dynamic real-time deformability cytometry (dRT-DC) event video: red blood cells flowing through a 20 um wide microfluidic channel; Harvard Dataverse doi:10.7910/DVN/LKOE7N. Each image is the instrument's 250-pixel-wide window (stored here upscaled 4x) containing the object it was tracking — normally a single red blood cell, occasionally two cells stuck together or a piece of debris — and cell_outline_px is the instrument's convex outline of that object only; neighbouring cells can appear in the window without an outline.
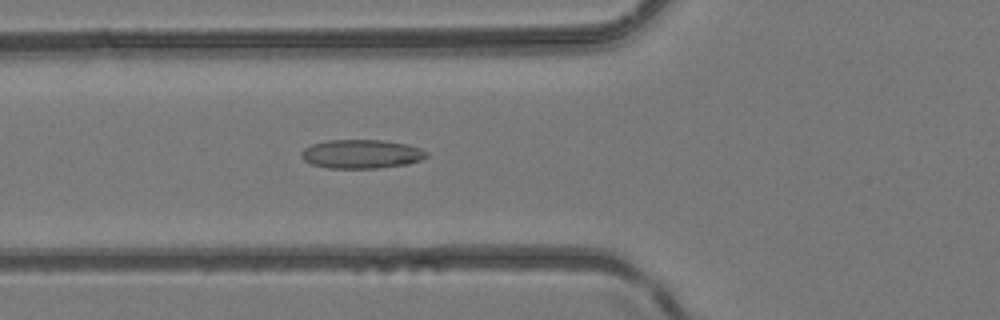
{"species": "common noctule bat (a hibernating species)", "species_latin": "Nyctalus noctula", "temperature_condition": "room temperature", "stored_images_in_passage": 47, "camera_frame_rate_fps": 3000, "um_per_image_px": 0.085, "animal": {"sex": "female", "body_mass_g": 24.6, "forearm_length_mm": 56.2}, "frame": {"image": 1, "passage_image": 18, "time_ms": 5.667, "image_size_px": [1000, 320], "cell_outline_px": [[428, 156], [420, 160], [408, 164], [380, 168], [328, 168], [312, 164], [304, 160], [300, 156], [300, 152], [304, 148], [312, 144], [328, 140], [384, 140], [408, 144], [420, 148], [428, 152]], "centroid_in_image_um": [30.73, 13.09], "position_along_channel_um": 95.1, "area_um2": 21.21}}
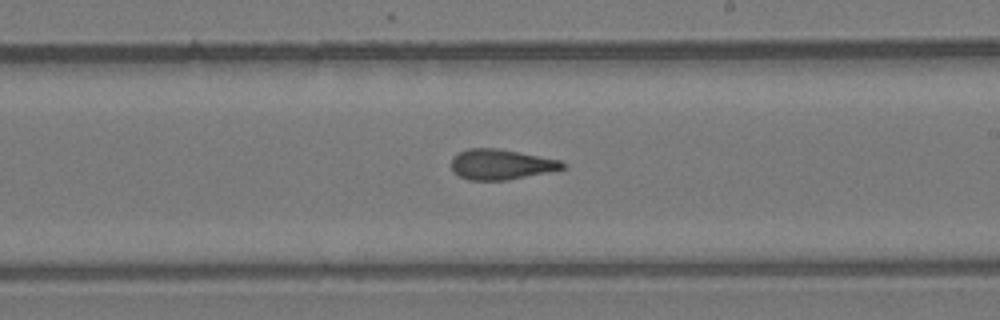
{"frame": {"image": 2, "passage_image": 28, "time_ms": 9.0, "image_size_px": [1000, 320], "cell_outline_px": [[568, 168], [508, 180], [468, 180], [452, 172], [452, 156], [468, 148], [496, 148], [560, 160], [568, 164]], "centroid_in_image_um": [42.6, 13.98], "position_along_channel_um": 246.4, "area_um2": 19.71}}
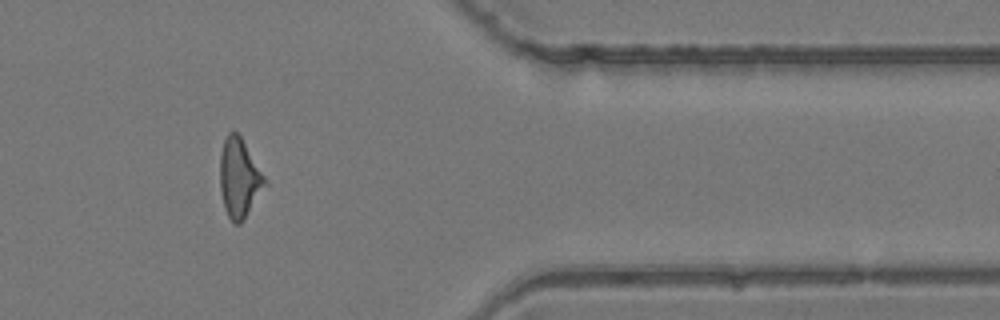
{"frame": {"image": 3, "passage_image": 39, "time_ms": 12.667, "image_size_px": [1000, 320], "cell_outline_px": [[268, 184], [244, 220], [240, 224], [236, 224], [228, 216], [224, 208], [220, 188], [220, 156], [224, 140], [228, 132], [236, 132], [240, 136], [264, 176]], "centroid_in_image_um": [20.34, 15.17], "position_along_channel_um": 391.1, "area_um2": 20.52}}